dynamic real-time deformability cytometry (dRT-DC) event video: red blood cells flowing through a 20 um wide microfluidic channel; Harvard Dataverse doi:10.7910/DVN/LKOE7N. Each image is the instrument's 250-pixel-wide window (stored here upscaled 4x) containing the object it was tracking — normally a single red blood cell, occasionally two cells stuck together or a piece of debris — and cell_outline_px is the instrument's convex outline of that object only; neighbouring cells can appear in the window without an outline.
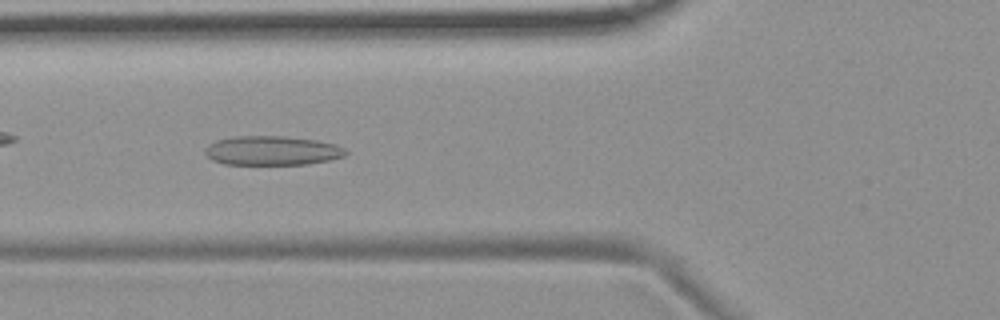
{"species": "common noctule bat (a hibernating species)", "species_latin": "Nyctalus noctula", "temperature_condition": "room temperature", "stored_images_in_passage": 13, "camera_frame_rate_fps": 3000, "um_per_image_px": 0.085, "animal": {"sex": "female", "body_mass_g": 19.9}, "frame": {"image": 1, "passage_image": 4, "time_ms": 3.333, "image_size_px": [1000, 320], "cell_outline_px": [[348, 152], [344, 156], [328, 160], [308, 164], [224, 164], [212, 160], [204, 152], [204, 148], [208, 144], [216, 140], [232, 136], [284, 136], [316, 140], [336, 144], [344, 148]], "centroid_in_image_um": [23.1, 12.79], "position_along_channel_um": 102.7, "area_um2": 24.04}}
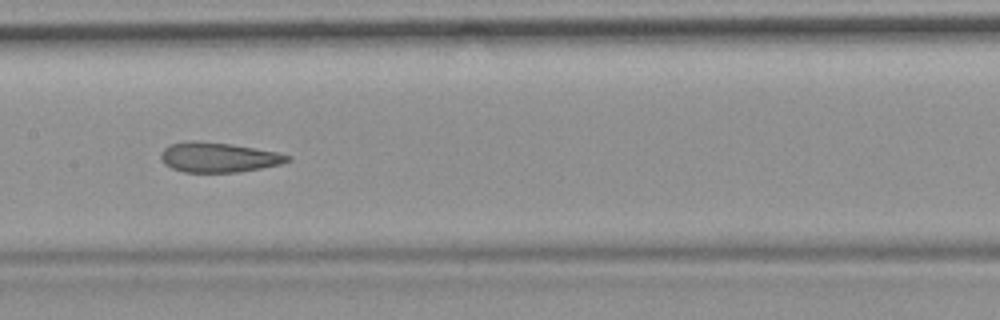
{"frame": {"image": 2, "passage_image": 6, "time_ms": 5.667, "image_size_px": [1000, 320], "cell_outline_px": [[292, 160], [280, 164], [240, 172], [184, 172], [172, 168], [164, 164], [160, 160], [160, 152], [164, 148], [172, 144], [188, 140], [196, 140], [232, 144], [276, 152], [292, 156]], "centroid_in_image_um": [18.54, 13.37], "position_along_channel_um": 188.9, "area_um2": 22.14}, "authors_computed_cell_mechanics": {"area_um2": 23.4668, "velocity_mm_per_s": 3.6925, "shape_relaxation_time_tau1_ms": null, "shape_relaxation_time_tau2_ms": 2.5788, "deformation_change_tau1": null, "deformation_change_tau2": 0.0939}}